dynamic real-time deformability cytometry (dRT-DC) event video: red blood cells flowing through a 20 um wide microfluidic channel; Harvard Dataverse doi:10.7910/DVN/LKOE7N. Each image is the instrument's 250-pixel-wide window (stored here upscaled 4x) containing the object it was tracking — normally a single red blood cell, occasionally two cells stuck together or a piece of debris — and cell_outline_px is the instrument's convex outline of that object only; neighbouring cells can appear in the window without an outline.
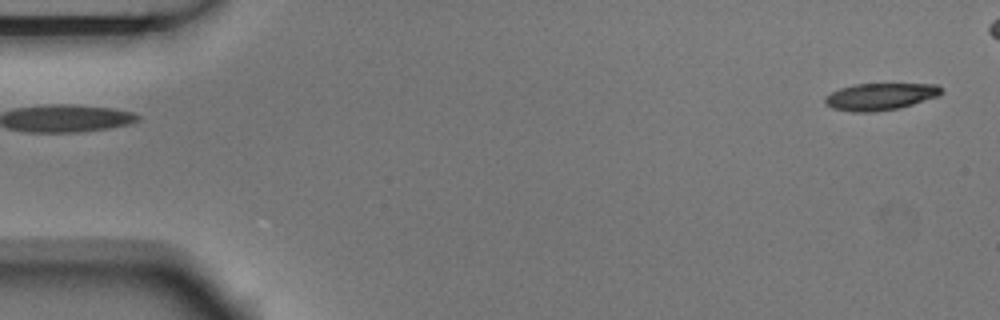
{"species": "Egyptian fruit bat (a non-hibernating species)", "species_latin": "Rousettus aegyptiacus", "temperature_condition": "room temperature", "stored_images_in_passage": 5, "camera_frame_rate_fps": 3000, "um_per_image_px": 0.085, "animal": {"sex": "male"}, "frame": {"image": 1, "passage_image": 1, "time_ms": 0.0, "image_size_px": [1000, 320], "cell_outline_px": [[944, 92], [940, 96], [900, 108], [876, 112], [852, 112], [832, 108], [824, 104], [824, 96], [840, 88], [856, 84], [936, 84]], "centroid_in_image_um": [74.81, 8.22], "position_along_channel_um": 10.2, "area_um2": 18.5}}